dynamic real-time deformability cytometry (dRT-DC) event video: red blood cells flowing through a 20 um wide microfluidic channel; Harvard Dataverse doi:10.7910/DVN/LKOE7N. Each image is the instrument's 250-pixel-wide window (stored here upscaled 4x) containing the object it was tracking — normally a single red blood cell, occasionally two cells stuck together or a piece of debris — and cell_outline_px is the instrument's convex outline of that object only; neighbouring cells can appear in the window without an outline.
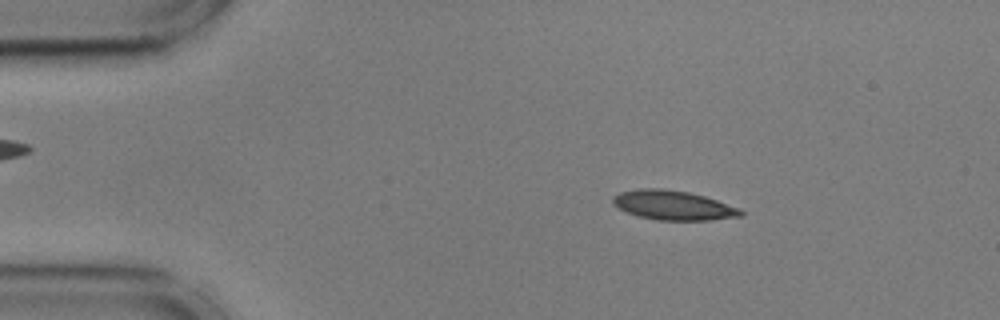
{"species": "common noctule bat (a hibernating species)", "species_latin": "Nyctalus noctula", "temperature_condition": "cold", "stored_images_in_passage": 52, "camera_frame_rate_fps": 3000, "um_per_image_px": 0.085, "animal": {"sex": "male", "body_mass_g": 17.9, "forearm_length_mm": 54.2}, "frame": {"image": 1, "passage_image": 8, "time_ms": 2.333, "image_size_px": [1000, 320], "cell_outline_px": [[744, 216], [708, 220], [656, 220], [640, 216], [628, 212], [612, 204], [612, 196], [620, 192], [640, 188], [660, 188], [688, 192], [704, 196], [740, 208], [744, 212]], "centroid_in_image_um": [57.23, 17.44], "position_along_channel_um": 27.8, "area_um2": 21.85}}
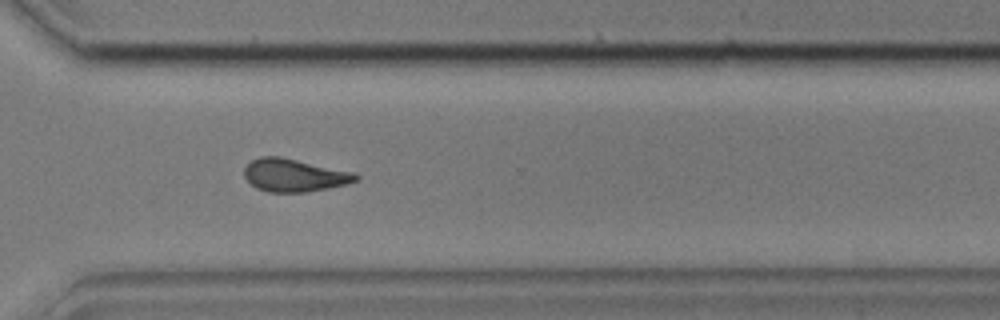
{"frame": {"image": 2, "passage_image": 39, "time_ms": 12.667, "image_size_px": [1000, 320], "cell_outline_px": [[360, 180], [348, 184], [328, 188], [304, 192], [268, 192], [256, 188], [244, 176], [244, 168], [252, 160], [260, 156], [280, 156], [356, 172], [360, 176]], "centroid_in_image_um": [25.06, 14.89], "position_along_channel_um": 345.5, "area_um2": 21.56}}
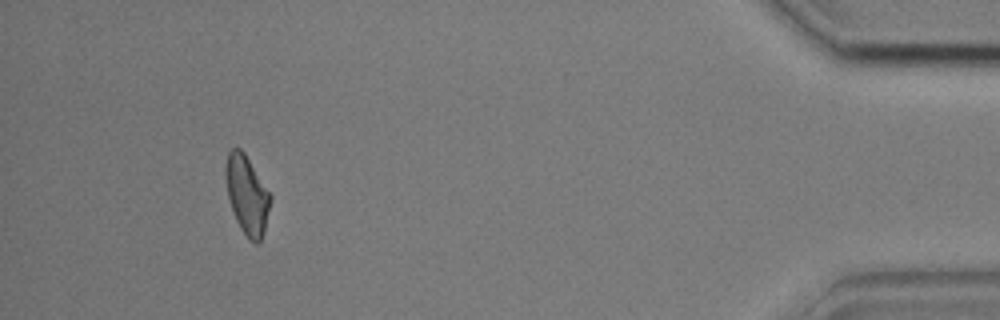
{"frame": {"image": 3, "passage_image": 50, "time_ms": 16.333, "image_size_px": [1000, 320], "cell_outline_px": [[272, 200], [264, 232], [260, 244], [256, 244], [248, 240], [240, 228], [232, 212], [228, 196], [224, 176], [224, 172], [228, 152], [232, 148], [240, 148], [244, 152], [272, 196]], "centroid_in_image_um": [20.99, 16.6], "position_along_channel_um": 414.2, "area_um2": 20.81}}